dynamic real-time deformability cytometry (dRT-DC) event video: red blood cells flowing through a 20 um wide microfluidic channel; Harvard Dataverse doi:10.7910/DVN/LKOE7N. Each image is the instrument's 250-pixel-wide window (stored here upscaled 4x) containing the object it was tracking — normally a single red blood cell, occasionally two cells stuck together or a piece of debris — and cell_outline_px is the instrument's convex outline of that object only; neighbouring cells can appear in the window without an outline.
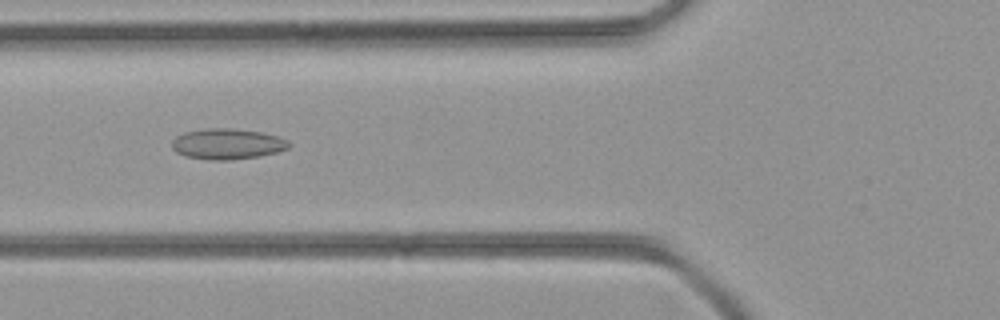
{"species": "common noctule bat (a hibernating species)", "species_latin": "Nyctalus noctula", "temperature_condition": "room temperature", "stored_images_in_passage": 28, "camera_frame_rate_fps": 3000, "um_per_image_px": 0.085, "animal": {"sex": "female", "body_mass_g": 21.9}, "frame": {"image": 1, "passage_image": 3, "time_ms": 0.667, "image_size_px": [1000, 320], "cell_outline_px": [[292, 144], [288, 148], [276, 152], [260, 156], [232, 160], [208, 160], [184, 156], [176, 152], [172, 148], [172, 140], [176, 136], [184, 132], [208, 128], [228, 128], [260, 132], [276, 136], [288, 140]], "centroid_in_image_um": [19.3, 12.24], "position_along_channel_um": 106.5, "area_um2": 20.98}}
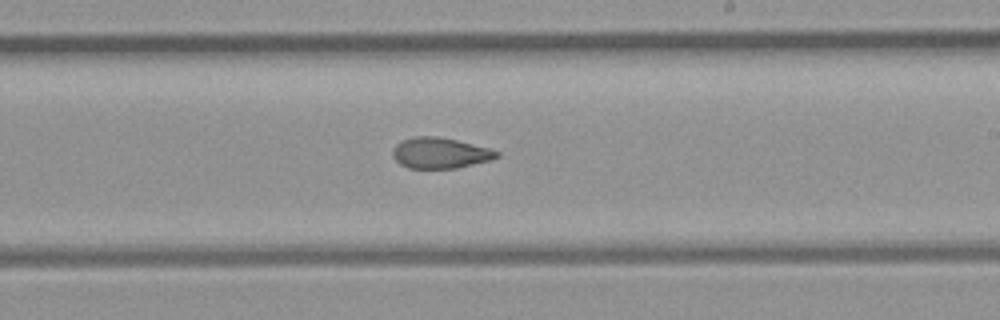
{"frame": {"image": 2, "passage_image": 12, "time_ms": 3.667, "image_size_px": [1000, 320], "cell_outline_px": [[500, 156], [488, 160], [456, 168], [408, 168], [400, 164], [392, 156], [392, 152], [396, 144], [404, 140], [416, 136], [436, 136], [456, 140], [492, 148], [500, 152]], "centroid_in_image_um": [37.42, 13.0], "position_along_channel_um": 251.6, "area_um2": 18.55}}
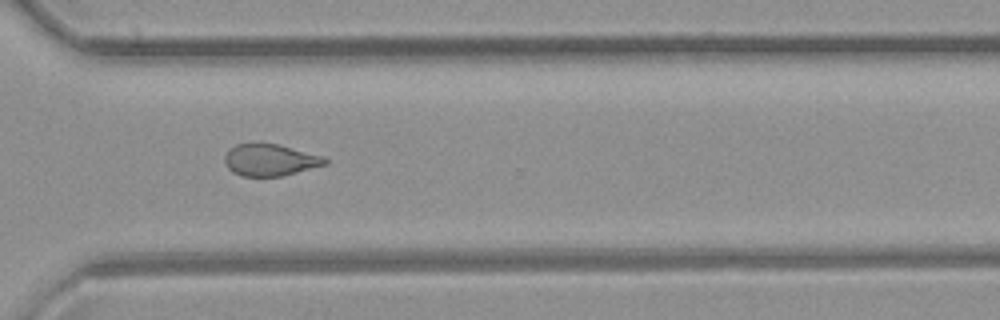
{"frame": {"image": 3, "passage_image": 18, "time_ms": 5.667, "image_size_px": [1000, 320], "cell_outline_px": [[328, 164], [284, 176], [244, 176], [232, 172], [224, 164], [224, 156], [236, 144], [280, 144], [324, 156], [328, 160]], "centroid_in_image_um": [23.0, 13.61], "position_along_channel_um": 347.6, "area_um2": 18.67}}